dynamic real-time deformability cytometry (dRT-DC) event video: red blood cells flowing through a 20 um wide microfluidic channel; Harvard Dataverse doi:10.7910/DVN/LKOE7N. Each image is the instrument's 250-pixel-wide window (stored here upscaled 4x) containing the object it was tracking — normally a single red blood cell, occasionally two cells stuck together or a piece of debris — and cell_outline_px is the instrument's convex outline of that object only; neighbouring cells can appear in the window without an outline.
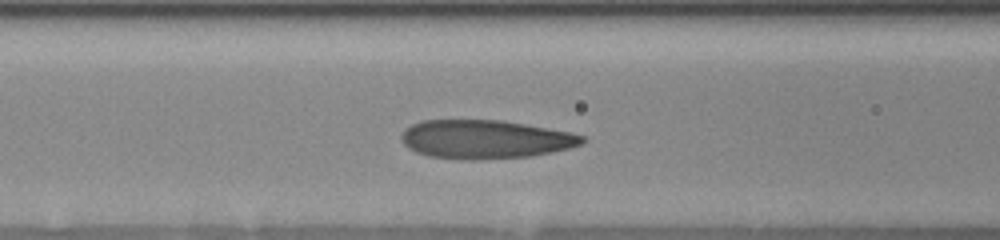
{"species": "human", "species_latin": "Homo sapiens", "temperature_condition": "room temperature", "stored_images_in_passage": 25, "camera_frame_rate_fps": 3000, "um_per_image_px": 0.085, "donor": {"sex": "female"}, "frame": {"image": 1, "passage_image": 15, "time_ms": 4.667, "image_size_px": [1000, 240], "cell_outline_px": [[588, 140], [580, 144], [568, 148], [552, 152], [532, 156], [480, 160], [468, 160], [428, 156], [416, 152], [408, 148], [400, 140], [400, 136], [412, 124], [420, 120], [500, 120], [572, 132], [584, 136]], "centroid_in_image_um": [41.24, 11.85], "position_along_channel_um": 125.4, "area_um2": 40.86}}
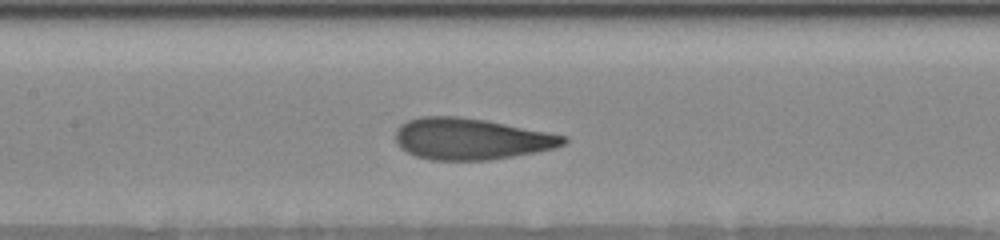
{"frame": {"image": 2, "passage_image": 18, "time_ms": 5.667, "image_size_px": [1000, 240], "cell_outline_px": [[568, 140], [564, 144], [552, 148], [536, 152], [488, 160], [432, 160], [416, 156], [400, 148], [396, 144], [396, 128], [400, 124], [408, 120], [424, 116], [456, 116], [484, 120], [548, 132], [568, 136]], "centroid_in_image_um": [40.0, 11.81], "position_along_channel_um": 167.4, "area_um2": 40.34}}